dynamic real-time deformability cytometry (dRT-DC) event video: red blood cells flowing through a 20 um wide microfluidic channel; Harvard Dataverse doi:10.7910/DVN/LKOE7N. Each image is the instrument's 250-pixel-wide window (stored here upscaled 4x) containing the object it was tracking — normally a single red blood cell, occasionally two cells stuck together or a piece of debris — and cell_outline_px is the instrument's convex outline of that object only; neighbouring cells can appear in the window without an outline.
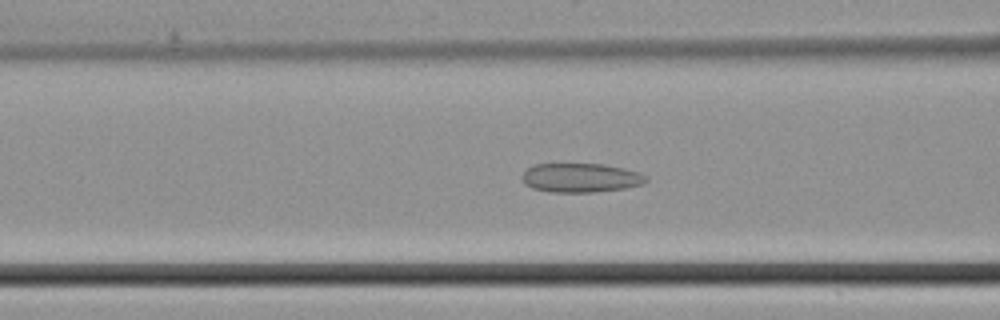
{"species": "common noctule bat (a hibernating species)", "species_latin": "Nyctalus noctula", "temperature_condition": "cold", "stored_images_in_passage": 32, "camera_frame_rate_fps": 3000, "um_per_image_px": 0.085, "animal": {"sex": "male", "body_mass_g": 21.5, "forearm_length_mm": 52.0}, "frame": {"image": 1, "passage_image": 6, "time_ms": 1.667, "image_size_px": [1000, 320], "cell_outline_px": [[648, 180], [644, 184], [624, 188], [592, 192], [552, 192], [532, 188], [524, 184], [520, 180], [520, 176], [528, 168], [536, 164], [604, 164], [624, 168], [636, 172], [644, 176]], "centroid_in_image_um": [49.31, 15.11], "position_along_channel_um": 117.3, "area_um2": 20.98}}
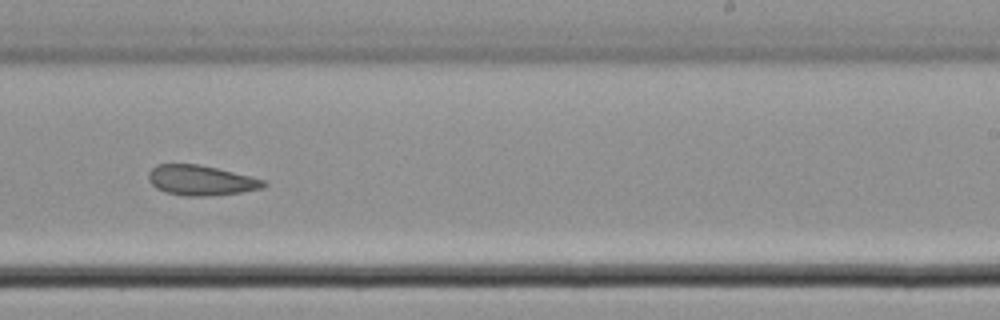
{"frame": {"image": 2, "passage_image": 16, "time_ms": 5.0, "image_size_px": [1000, 320], "cell_outline_px": [[268, 184], [264, 188], [240, 192], [204, 196], [184, 196], [168, 192], [156, 188], [148, 180], [148, 172], [156, 164], [196, 164], [216, 168], [264, 180]], "centroid_in_image_um": [17.05, 15.33], "position_along_channel_um": 272.0, "area_um2": 19.94}}
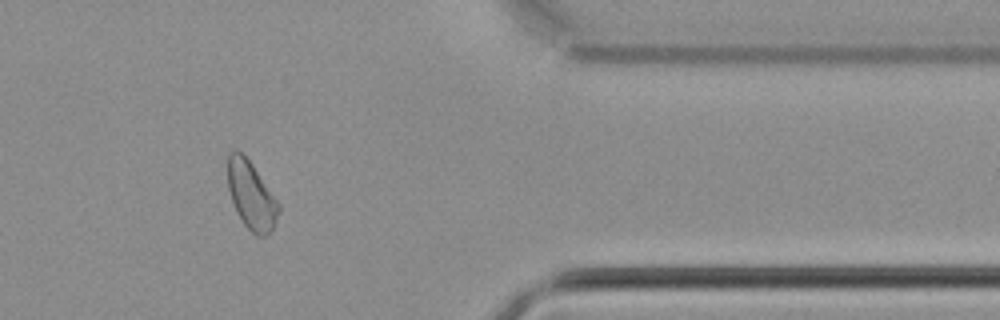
{"frame": {"image": 3, "passage_image": 25, "time_ms": 8.0, "image_size_px": [1000, 320], "cell_outline_px": [[280, 212], [272, 228], [264, 236], [256, 236], [244, 224], [236, 212], [228, 188], [228, 152], [236, 148], [252, 164], [280, 204]], "centroid_in_image_um": [21.35, 16.6], "position_along_channel_um": 390.1, "area_um2": 19.94}}